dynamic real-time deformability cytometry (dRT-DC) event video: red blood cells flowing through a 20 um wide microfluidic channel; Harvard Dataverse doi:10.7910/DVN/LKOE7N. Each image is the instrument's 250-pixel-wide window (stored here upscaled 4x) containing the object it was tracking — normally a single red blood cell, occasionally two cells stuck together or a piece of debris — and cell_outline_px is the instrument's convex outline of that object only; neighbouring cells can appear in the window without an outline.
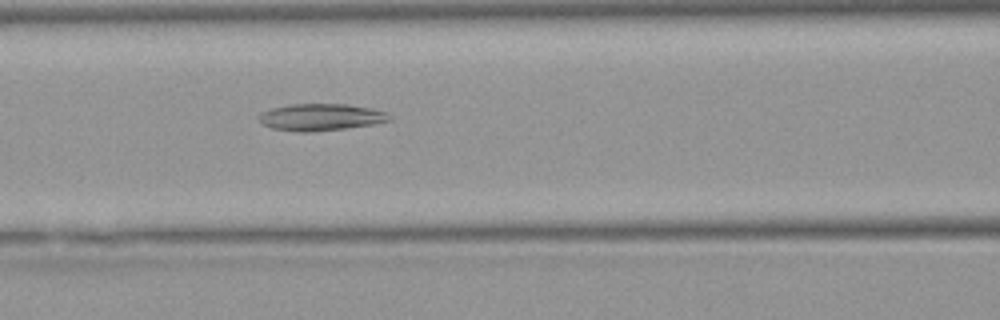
{"species": "Egyptian fruit bat (a non-hibernating species)", "species_latin": "Rousettus aegyptiacus", "temperature_condition": "warm", "stored_images_in_passage": 43, "camera_frame_rate_fps": 3000, "um_per_image_px": 0.085, "animal": {"sex": "female"}, "frame": {"image": 1, "passage_image": 13, "time_ms": 4.0, "image_size_px": [1000, 320], "cell_outline_px": [[392, 120], [372, 124], [344, 128], [312, 132], [300, 132], [272, 128], [264, 124], [260, 120], [260, 116], [264, 112], [272, 108], [288, 104], [348, 104], [372, 108], [384, 112], [392, 116]], "centroid_in_image_um": [27.31, 9.95], "position_along_channel_um": 139.3, "area_um2": 20.23}}
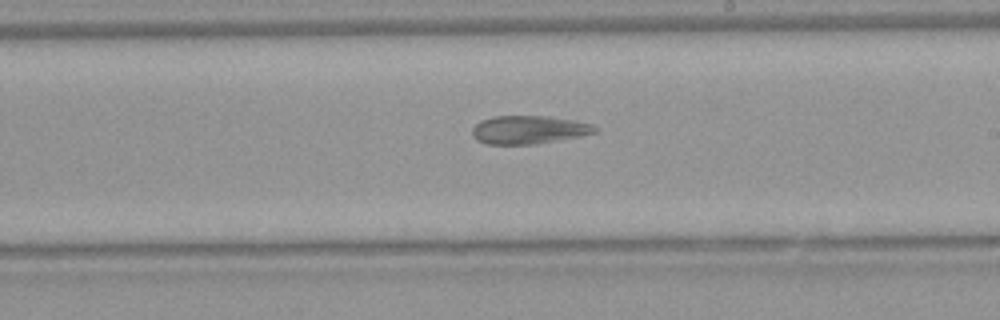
{"frame": {"image": 2, "passage_image": 21, "time_ms": 6.667, "image_size_px": [1000, 320], "cell_outline_px": [[600, 128], [596, 132], [580, 136], [532, 144], [488, 144], [476, 140], [472, 136], [472, 128], [480, 120], [496, 116], [548, 116], [576, 120], [592, 124]], "centroid_in_image_um": [44.95, 11.02], "position_along_channel_um": 244.1, "area_um2": 20.23}}
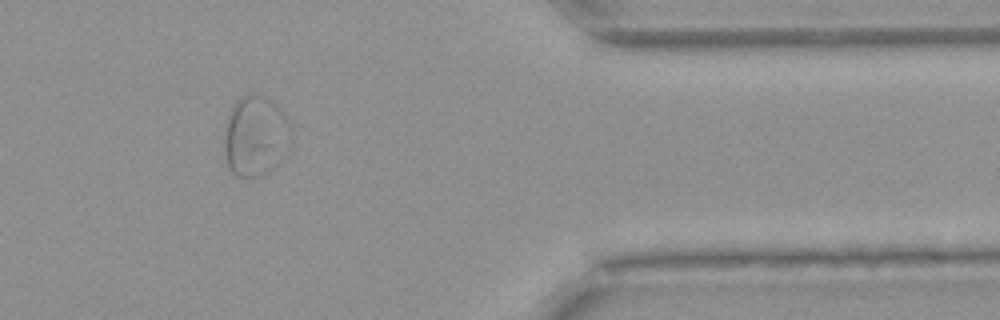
{"frame": {"image": 3, "passage_image": 34, "time_ms": 11.0, "image_size_px": [1000, 320], "cell_outline_px": [[292, 144], [280, 164], [256, 176], [236, 176], [232, 172], [228, 164], [224, 144], [224, 140], [228, 112], [232, 104], [240, 96], [252, 92], [272, 100], [280, 108], [288, 120], [292, 132]], "centroid_in_image_um": [21.75, 11.52], "position_along_channel_um": 389.6, "area_um2": 31.79}, "authors_computed_cell_mechanics": {"area_um2": 24.1026, "velocity_mm_per_s": 3.9594, "shape_relaxation_time_tau1_ms": null, "shape_relaxation_time_tau2_ms": 2.3034, "deformation_change_tau1": null, "deformation_change_tau2": 0.0798}}